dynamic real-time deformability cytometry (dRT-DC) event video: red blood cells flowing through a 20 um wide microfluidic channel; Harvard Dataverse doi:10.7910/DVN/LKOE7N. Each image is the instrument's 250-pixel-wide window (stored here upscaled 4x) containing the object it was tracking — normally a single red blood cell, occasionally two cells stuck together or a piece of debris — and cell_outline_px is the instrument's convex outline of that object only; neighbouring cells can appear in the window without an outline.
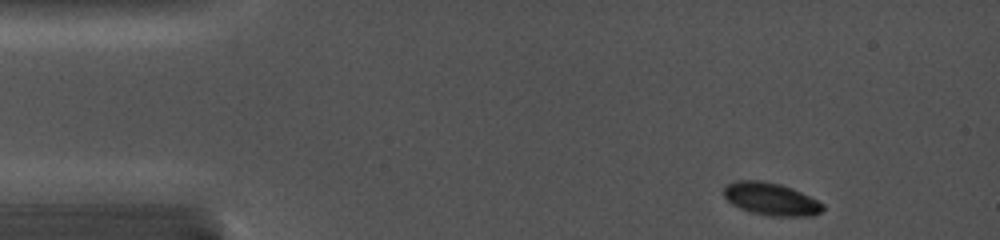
{"species": "common noctule bat (a hibernating species)", "species_latin": "Nyctalus noctula", "temperature_condition": "cold", "stored_images_in_passage": 21, "camera_frame_rate_fps": 5000, "um_per_image_px": 0.085, "animal": {"sex": "female", "body_mass_g": 19.0, "forearm_length_mm": 56.7}, "frame": {"image": 1, "passage_image": 1, "time_ms": 0.0, "image_size_px": [1000, 240], "cell_outline_px": [[824, 208], [820, 212], [812, 216], [772, 216], [752, 212], [740, 208], [732, 204], [724, 196], [724, 184], [736, 180], [760, 180], [780, 184], [792, 188], [824, 204]], "centroid_in_image_um": [65.5, 16.9], "position_along_channel_um": 19.5, "area_um2": 18.73}}
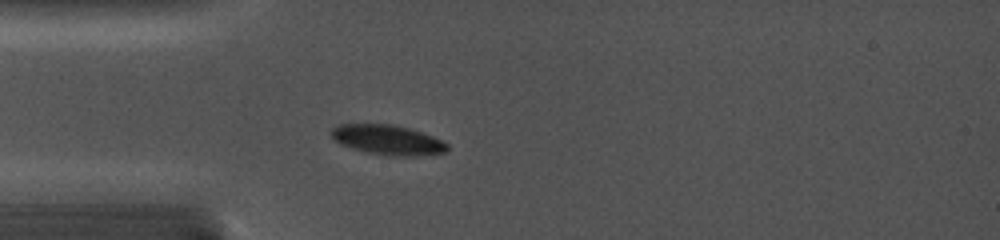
{"frame": {"image": 2, "passage_image": 12, "time_ms": 2.8, "image_size_px": [1000, 240], "cell_outline_px": [[448, 148], [444, 152], [420, 156], [392, 156], [368, 152], [352, 148], [340, 144], [332, 136], [332, 128], [340, 124], [392, 124], [408, 128], [432, 136], [448, 144]], "centroid_in_image_um": [32.96, 11.89], "position_along_channel_um": 52.0, "area_um2": 19.88}}
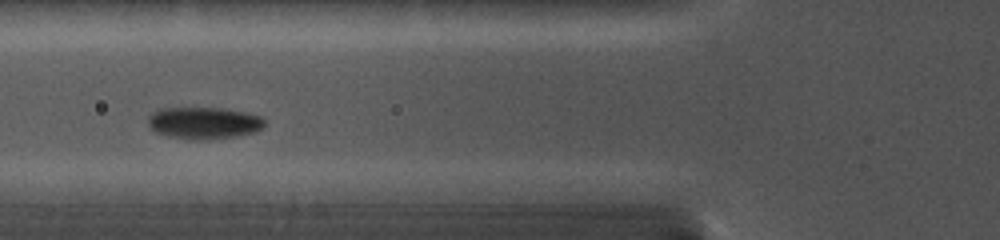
{"frame": {"image": 3, "passage_image": 18, "time_ms": 4.4, "image_size_px": [1000, 240], "cell_outline_px": [[264, 124], [256, 132], [236, 136], [204, 140], [196, 140], [168, 136], [156, 132], [148, 124], [148, 116], [152, 112], [160, 108], [224, 108], [244, 112], [260, 116], [264, 120]], "centroid_in_image_um": [17.31, 10.45], "position_along_channel_um": 108.5, "area_um2": 21.62}}